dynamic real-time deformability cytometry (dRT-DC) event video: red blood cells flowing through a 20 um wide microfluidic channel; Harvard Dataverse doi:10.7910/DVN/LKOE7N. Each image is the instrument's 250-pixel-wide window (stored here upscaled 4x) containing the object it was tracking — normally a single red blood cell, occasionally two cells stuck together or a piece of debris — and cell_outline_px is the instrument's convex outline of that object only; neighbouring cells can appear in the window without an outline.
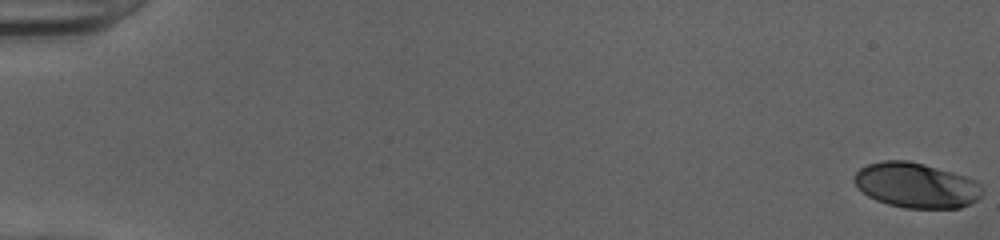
{"species": "human", "species_latin": "Homo sapiens", "temperature_condition": "cold", "stored_images_in_passage": 52, "camera_frame_rate_fps": 3000, "um_per_image_px": 0.085, "donor": {"sex": "female"}, "frame": {"image": 1, "passage_image": 1, "time_ms": 0.0, "image_size_px": [1000, 240], "cell_outline_px": [[984, 192], [976, 200], [960, 208], [904, 208], [888, 204], [876, 200], [868, 196], [856, 188], [852, 180], [852, 176], [860, 168], [868, 164], [884, 160], [908, 160], [924, 164], [952, 172], [976, 180], [980, 184]], "centroid_in_image_um": [77.84, 15.75], "position_along_channel_um": 7.2, "area_um2": 33.87}}
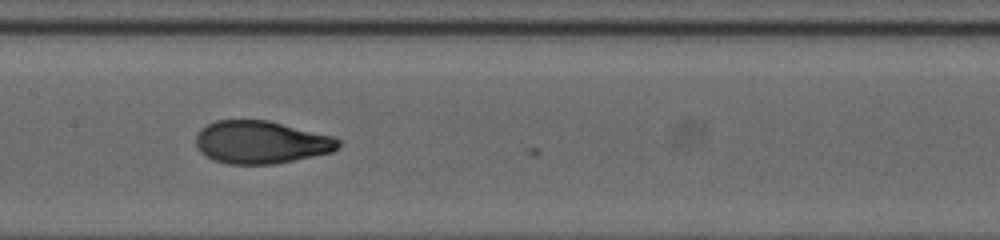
{"frame": {"image": 2, "passage_image": 28, "time_ms": 9.0, "image_size_px": [1000, 240], "cell_outline_px": [[340, 144], [332, 152], [276, 164], [228, 164], [212, 160], [204, 156], [196, 148], [196, 136], [200, 128], [216, 120], [268, 120], [336, 136], [340, 140]], "centroid_in_image_um": [22.18, 12.09], "position_along_channel_um": 185.2, "area_um2": 35.89}}
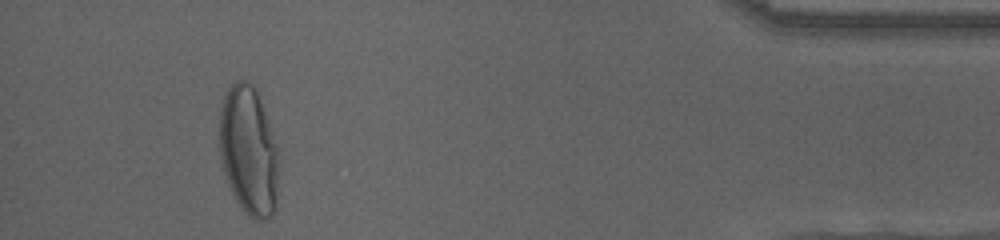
{"frame": {"image": 3, "passage_image": 49, "time_ms": 16.0, "image_size_px": [1000, 240], "cell_outline_px": [[276, 208], [272, 216], [264, 220], [256, 220], [248, 216], [240, 208], [228, 184], [224, 172], [220, 152], [220, 112], [224, 96], [228, 88], [236, 80], [248, 80], [256, 88], [272, 132], [276, 144]], "centroid_in_image_um": [21.11, 12.82], "position_along_channel_um": 414.1, "area_um2": 44.1}, "authors_computed_cell_mechanics": {"area_um2": 35.0846, "velocity_mm_per_s": 4.041, "shape_relaxation_time_tau1_ms": 3.9053, "shape_relaxation_time_tau2_ms": 0.8704, "deformation_change_tau1": 0.2163, "deformation_change_tau2": 0.0498}}